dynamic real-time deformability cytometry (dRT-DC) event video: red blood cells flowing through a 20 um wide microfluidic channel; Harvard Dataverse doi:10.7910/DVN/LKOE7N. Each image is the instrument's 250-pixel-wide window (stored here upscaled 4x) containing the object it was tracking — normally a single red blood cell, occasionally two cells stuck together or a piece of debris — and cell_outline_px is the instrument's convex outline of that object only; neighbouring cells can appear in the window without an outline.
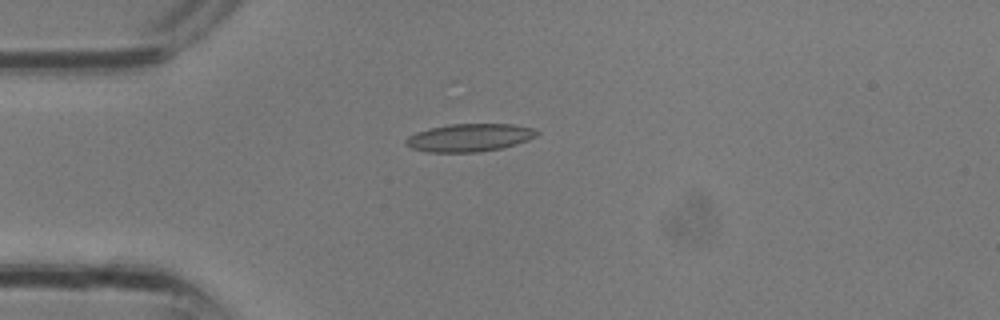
{"species": "common noctule bat (a hibernating species)", "species_latin": "Nyctalus noctula", "temperature_condition": "room temperature", "stored_images_in_passage": 3, "camera_frame_rate_fps": 3000, "um_per_image_px": 0.085, "animal": {"sex": "male", "body_mass_g": 13.3}, "frame": {"image": 1, "passage_image": 3, "time_ms": 0.667, "image_size_px": [1000, 320], "cell_outline_px": [[540, 132], [536, 136], [528, 140], [504, 148], [480, 152], [428, 152], [412, 148], [404, 144], [404, 140], [408, 136], [416, 132], [448, 124], [512, 124], [536, 128]], "centroid_in_image_um": [39.93, 11.7], "position_along_channel_um": 45.1, "area_um2": 21.44}}